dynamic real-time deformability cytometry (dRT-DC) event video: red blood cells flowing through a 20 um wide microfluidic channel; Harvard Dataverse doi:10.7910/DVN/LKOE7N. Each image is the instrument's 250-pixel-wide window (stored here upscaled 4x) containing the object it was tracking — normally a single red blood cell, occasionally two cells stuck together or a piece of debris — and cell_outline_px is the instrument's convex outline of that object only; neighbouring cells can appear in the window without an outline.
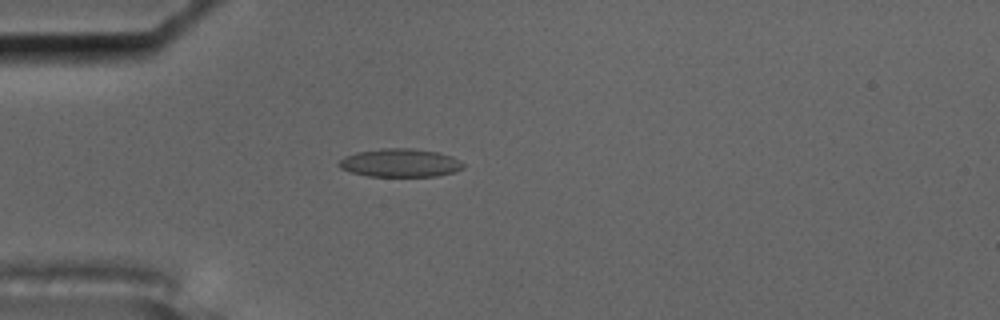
{"species": "common noctule bat (a hibernating species)", "species_latin": "Nyctalus noctula", "temperature_condition": "cold", "stored_images_in_passage": 8, "camera_frame_rate_fps": 3000, "um_per_image_px": 0.085, "animal": {"sex": "male", "body_mass_g": 17.5, "forearm_length_mm": 52.3}, "frame": {"image": 1, "passage_image": 5, "time_ms": 1.333, "image_size_px": [1000, 320], "cell_outline_px": [[464, 168], [456, 172], [436, 176], [368, 176], [352, 172], [340, 168], [336, 164], [344, 156], [356, 152], [384, 148], [412, 148], [436, 152], [452, 156], [460, 160], [464, 164]], "centroid_in_image_um": [34.02, 13.84], "position_along_channel_um": 51.0, "area_um2": 20.58}}